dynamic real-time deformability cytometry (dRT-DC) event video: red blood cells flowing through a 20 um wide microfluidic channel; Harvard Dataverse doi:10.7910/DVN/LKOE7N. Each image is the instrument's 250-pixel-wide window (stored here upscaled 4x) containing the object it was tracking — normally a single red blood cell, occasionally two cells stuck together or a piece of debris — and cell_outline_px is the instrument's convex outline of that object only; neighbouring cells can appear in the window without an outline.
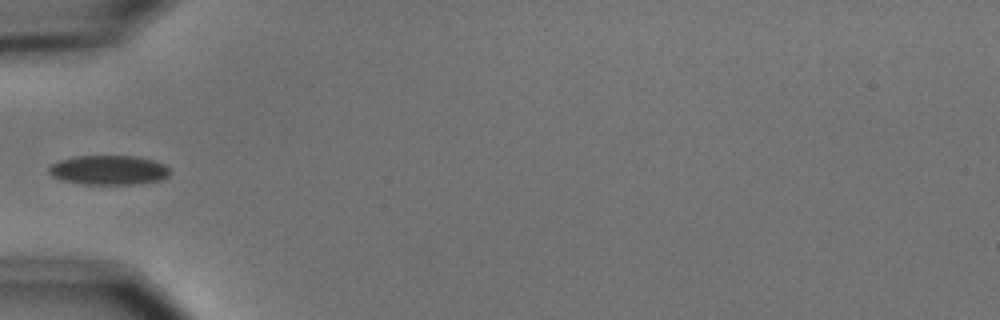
{"species": "common noctule bat (a hibernating species)", "species_latin": "Nyctalus noctula", "temperature_condition": "cold", "stored_images_in_passage": 6, "camera_frame_rate_fps": 3000, "um_per_image_px": 0.085, "animal": {"sex": "male", "body_mass_g": 15.6}, "frame": {"image": 1, "passage_image": 6, "time_ms": 6.0, "image_size_px": [1000, 320], "cell_outline_px": [[168, 176], [164, 180], [136, 184], [80, 184], [60, 180], [52, 176], [48, 172], [48, 168], [52, 164], [60, 160], [72, 156], [136, 156], [152, 160], [164, 164], [168, 168]], "centroid_in_image_um": [9.21, 14.46], "position_along_channel_um": 75.8, "area_um2": 20.92}}